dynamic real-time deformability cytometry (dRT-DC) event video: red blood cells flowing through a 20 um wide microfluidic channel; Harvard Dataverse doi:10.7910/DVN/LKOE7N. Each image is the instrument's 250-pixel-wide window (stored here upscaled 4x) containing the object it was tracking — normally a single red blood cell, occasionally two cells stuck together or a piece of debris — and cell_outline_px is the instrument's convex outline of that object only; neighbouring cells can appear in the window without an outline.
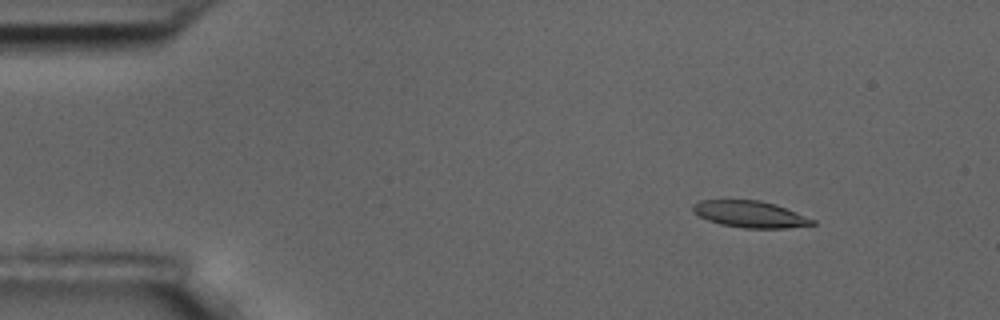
{"species": "common noctule bat (a hibernating species)", "species_latin": "Nyctalus noctula", "temperature_condition": "room temperature", "stored_images_in_passage": 4, "camera_frame_rate_fps": 3000, "um_per_image_px": 0.085, "animal": {"sex": "male", "body_mass_g": 17.5, "forearm_length_mm": 52.3}, "frame": {"image": 1, "passage_image": 1, "time_ms": 0.0, "image_size_px": [1000, 320], "cell_outline_px": [[816, 224], [788, 228], [744, 228], [720, 224], [708, 220], [692, 212], [692, 204], [700, 200], [760, 200], [776, 204], [816, 220]], "centroid_in_image_um": [63.76, 18.2], "position_along_channel_um": 21.2, "area_um2": 18.61}}
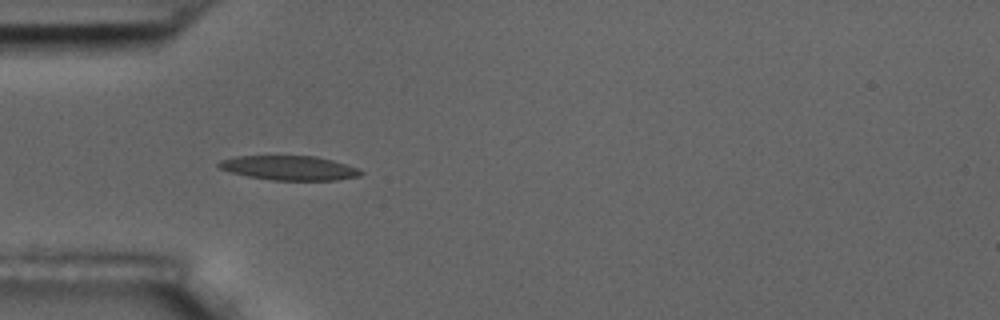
{"frame": {"image": 2, "passage_image": 3, "time_ms": 3.333, "image_size_px": [1000, 320], "cell_outline_px": [[364, 172], [360, 176], [336, 180], [272, 180], [248, 176], [232, 172], [220, 168], [216, 164], [220, 160], [236, 156], [316, 156], [332, 160], [360, 168]], "centroid_in_image_um": [24.62, 14.27], "position_along_channel_um": 60.4, "area_um2": 20.17}}